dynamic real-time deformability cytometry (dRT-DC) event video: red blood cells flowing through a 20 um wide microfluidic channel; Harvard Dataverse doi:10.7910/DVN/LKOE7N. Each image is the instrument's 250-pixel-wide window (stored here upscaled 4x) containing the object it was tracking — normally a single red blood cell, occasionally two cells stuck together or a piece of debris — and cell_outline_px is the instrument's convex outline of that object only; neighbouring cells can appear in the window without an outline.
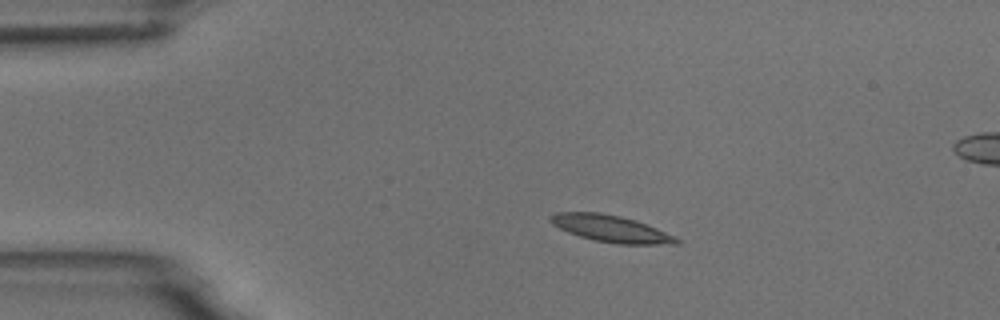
{"species": "common noctule bat (a hibernating species)", "species_latin": "Nyctalus noctula", "temperature_condition": "room temperature", "stored_images_in_passage": 11, "camera_frame_rate_fps": 3000, "um_per_image_px": 0.085, "animal": {"sex": "male", "body_mass_g": 18.8}, "frame": {"image": 1, "passage_image": 4, "time_ms": 3.333, "image_size_px": [1000, 320], "cell_outline_px": [[684, 240], [680, 244], [616, 244], [596, 240], [580, 236], [568, 232], [552, 224], [548, 220], [548, 216], [556, 212], [600, 212], [620, 216], [636, 220], [676, 236]], "centroid_in_image_um": [51.96, 19.43], "position_along_channel_um": 33.0, "area_um2": 19.83}}
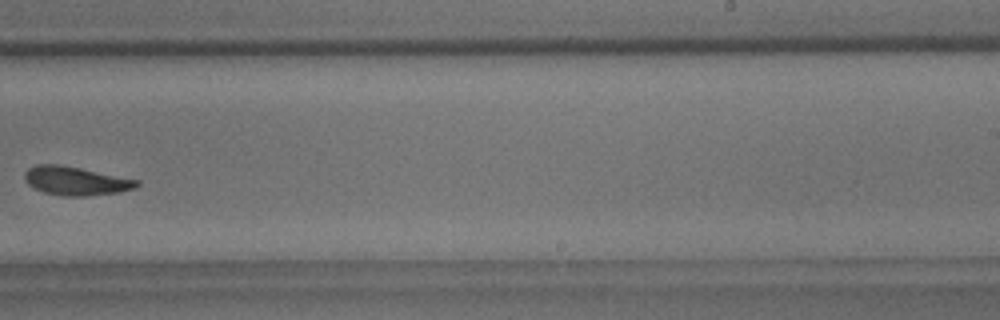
{"frame": {"image": 2, "passage_image": 10, "time_ms": 11.333, "image_size_px": [1000, 320], "cell_outline_px": [[140, 184], [136, 188], [120, 192], [88, 196], [64, 196], [44, 192], [28, 184], [24, 180], [24, 172], [28, 168], [36, 164], [60, 164], [140, 180]], "centroid_in_image_um": [6.45, 15.37], "position_along_channel_um": 282.5, "area_um2": 18.84}}